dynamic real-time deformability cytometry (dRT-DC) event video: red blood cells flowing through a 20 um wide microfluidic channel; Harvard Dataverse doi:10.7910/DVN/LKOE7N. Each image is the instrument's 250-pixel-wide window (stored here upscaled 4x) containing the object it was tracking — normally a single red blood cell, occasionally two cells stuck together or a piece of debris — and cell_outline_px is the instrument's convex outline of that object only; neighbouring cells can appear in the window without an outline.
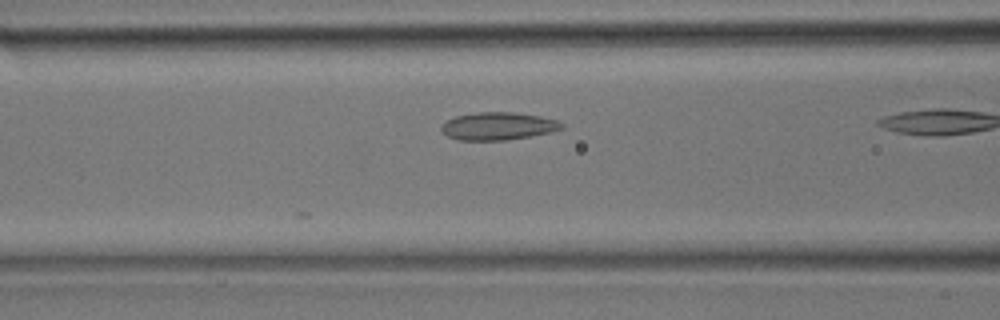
{"species": "common noctule bat (a hibernating species)", "species_latin": "Nyctalus noctula", "temperature_condition": "room temperature", "stored_images_in_passage": 13, "camera_frame_rate_fps": 3000, "um_per_image_px": 0.085, "animal": {"sex": "male", "body_mass_g": 17.9}, "frame": {"image": 1, "passage_image": 9, "time_ms": 2.667, "image_size_px": [1000, 320], "cell_outline_px": [[564, 128], [552, 132], [504, 140], [456, 140], [448, 136], [440, 128], [448, 120], [456, 116], [476, 112], [516, 112], [540, 116], [556, 120], [564, 124]], "centroid_in_image_um": [42.36, 10.71], "position_along_channel_um": 124.2, "area_um2": 19.31}}